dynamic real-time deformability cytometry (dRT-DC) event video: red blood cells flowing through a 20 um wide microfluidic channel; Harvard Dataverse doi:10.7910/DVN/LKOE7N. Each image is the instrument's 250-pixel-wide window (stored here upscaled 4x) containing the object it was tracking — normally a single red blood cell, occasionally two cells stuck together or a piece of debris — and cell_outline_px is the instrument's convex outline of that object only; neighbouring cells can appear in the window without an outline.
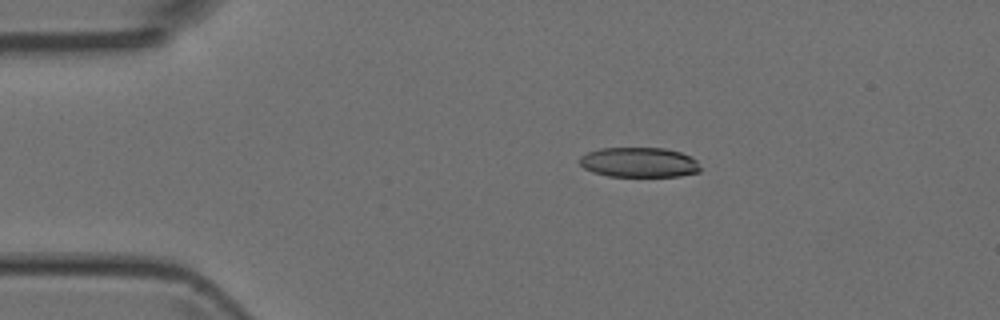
{"species": "Egyptian fruit bat (a non-hibernating species)", "species_latin": "Rousettus aegyptiacus", "temperature_condition": "room temperature", "stored_images_in_passage": 6, "camera_frame_rate_fps": 3000, "um_per_image_px": 0.085, "animal": {"sex": "female"}, "frame": {"image": 1, "passage_image": 3, "time_ms": 2.333, "image_size_px": [1000, 320], "cell_outline_px": [[700, 172], [680, 176], [608, 176], [592, 172], [584, 168], [580, 164], [580, 156], [588, 152], [600, 148], [664, 148], [680, 152], [696, 160], [700, 168]], "centroid_in_image_um": [54.31, 13.8], "position_along_channel_um": 30.7, "area_um2": 20.98}}
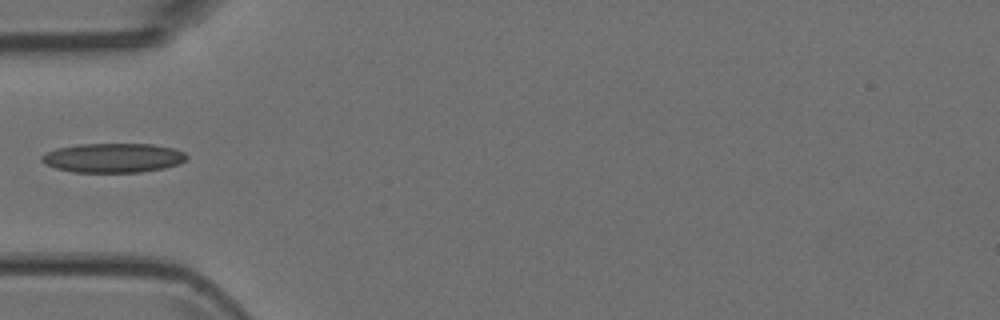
{"frame": {"image": 2, "passage_image": 5, "time_ms": 4.667, "image_size_px": [1000, 320], "cell_outline_px": [[188, 156], [180, 164], [164, 168], [140, 172], [72, 172], [56, 168], [44, 164], [40, 160], [40, 156], [56, 148], [76, 144], [152, 144], [176, 148], [184, 152]], "centroid_in_image_um": [9.61, 13.41], "position_along_channel_um": 75.4, "area_um2": 24.97}}
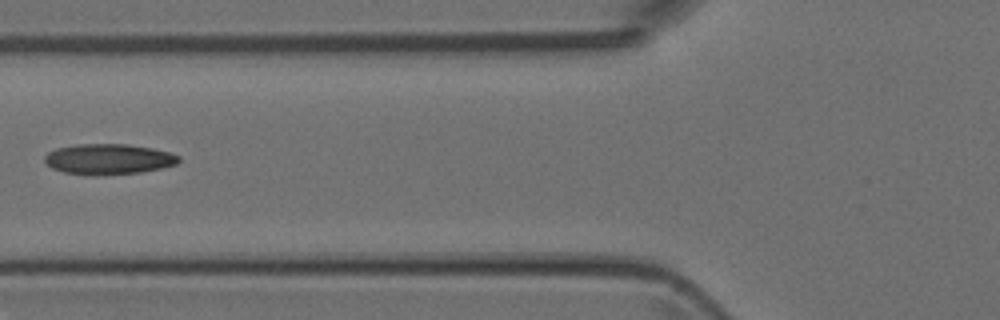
{"frame": {"image": 3, "passage_image": 6, "time_ms": 5.667, "image_size_px": [1000, 320], "cell_outline_px": [[180, 160], [176, 164], [160, 168], [140, 172], [96, 176], [88, 176], [64, 172], [52, 168], [44, 160], [44, 156], [48, 152], [56, 148], [76, 144], [124, 144], [152, 148], [168, 152], [180, 156]], "centroid_in_image_um": [9.19, 13.53], "position_along_channel_um": 116.6, "area_um2": 23.93}}